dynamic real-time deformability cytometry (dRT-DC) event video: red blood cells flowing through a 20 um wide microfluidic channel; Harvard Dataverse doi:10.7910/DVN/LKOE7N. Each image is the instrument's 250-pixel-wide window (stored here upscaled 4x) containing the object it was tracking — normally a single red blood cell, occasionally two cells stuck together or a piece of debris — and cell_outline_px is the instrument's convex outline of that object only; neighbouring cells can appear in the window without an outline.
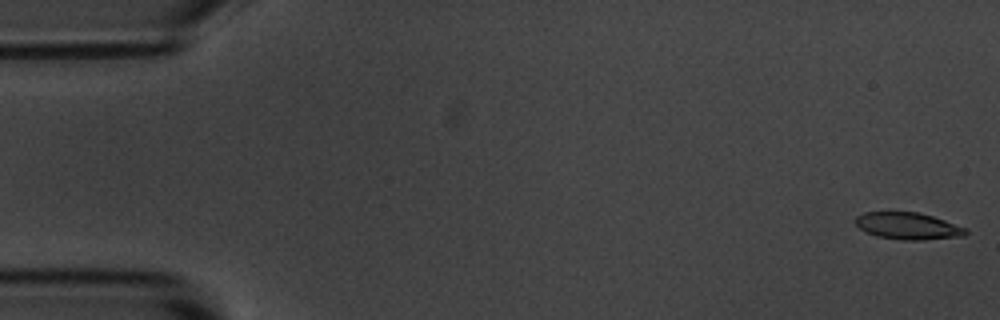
{"species": "common noctule bat (a hibernating species)", "species_latin": "Nyctalus noctula", "temperature_condition": "room temperature", "stored_images_in_passage": 56, "camera_frame_rate_fps": 3000, "um_per_image_px": 0.085, "animal": {"sex": "male", "body_mass_g": 20.1, "forearm_length_mm": 53.5}, "frame": {"image": 1, "passage_image": 1, "time_ms": 0.0, "image_size_px": [1000, 320], "cell_outline_px": [[968, 232], [964, 236], [924, 240], [904, 240], [876, 236], [864, 232], [852, 220], [856, 216], [864, 212], [916, 212], [932, 216], [968, 228]], "centroid_in_image_um": [77.16, 19.21], "position_along_channel_um": 7.8, "area_um2": 17.46}}
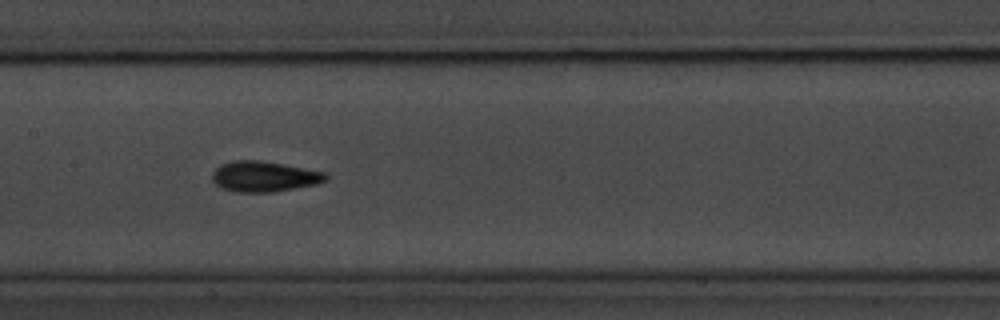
{"frame": {"image": 2, "passage_image": 27, "time_ms": 8.667, "image_size_px": [1000, 320], "cell_outline_px": [[328, 180], [316, 184], [272, 192], [236, 192], [220, 188], [212, 180], [212, 172], [220, 164], [232, 160], [260, 160], [284, 164], [328, 172]], "centroid_in_image_um": [22.45, 14.99], "position_along_channel_um": 184.9, "area_um2": 20.46}}
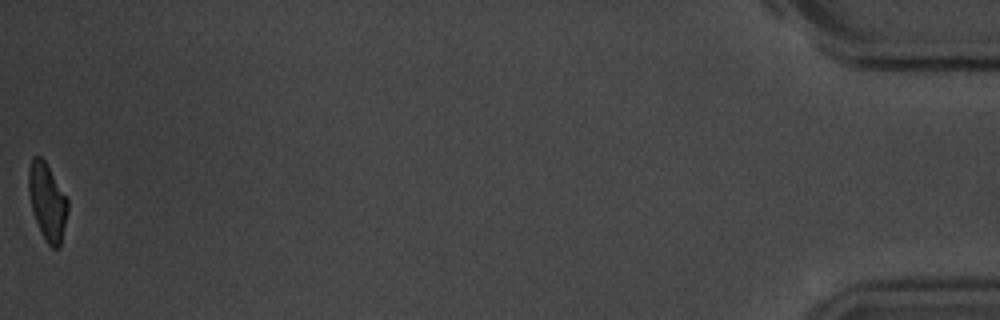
{"frame": {"image": 3, "passage_image": 56, "time_ms": 18.333, "image_size_px": [1000, 320], "cell_outline_px": [[68, 212], [60, 248], [52, 248], [44, 240], [32, 212], [28, 192], [28, 168], [32, 156], [40, 156], [44, 160], [68, 200]], "centroid_in_image_um": [4.0, 17.17], "position_along_channel_um": 431.2, "area_um2": 17.69}, "authors_computed_cell_mechanics": {"area_um2": 18.496, "velocity_mm_per_s": 3.5752, "shape_relaxation_time_tau1_ms": 2.7148, "shape_relaxation_time_tau2_ms": 2.4818, "deformation_change_tau1": 0.1401, "deformation_change_tau2": 0.0705}}